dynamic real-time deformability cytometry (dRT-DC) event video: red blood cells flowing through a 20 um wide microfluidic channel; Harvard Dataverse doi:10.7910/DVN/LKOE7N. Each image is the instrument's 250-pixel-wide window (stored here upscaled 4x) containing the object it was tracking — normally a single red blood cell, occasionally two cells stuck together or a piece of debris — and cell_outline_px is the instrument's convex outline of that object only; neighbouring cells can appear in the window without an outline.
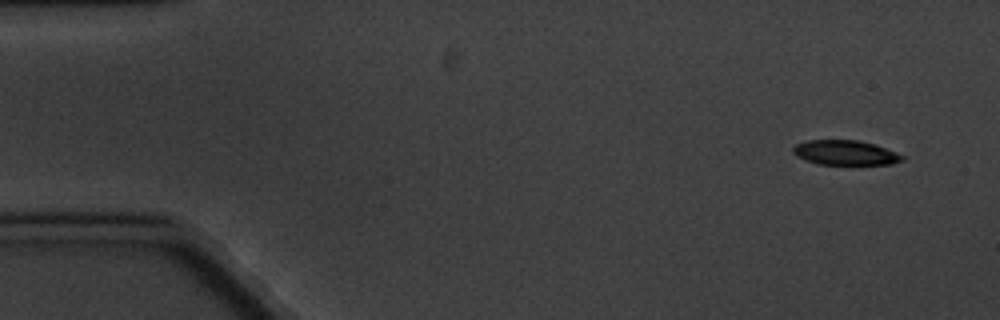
{"species": "common noctule bat (a hibernating species)", "species_latin": "Nyctalus noctula", "temperature_condition": "cold", "stored_images_in_passage": 4, "camera_frame_rate_fps": 3000, "um_per_image_px": 0.085, "animal": {"sex": "male", "body_mass_g": 20.1, "forearm_length_mm": 53.5}, "frame": {"image": 1, "passage_image": 1, "time_ms": 0.0, "image_size_px": [1000, 320], "cell_outline_px": [[904, 160], [892, 164], [820, 164], [796, 156], [792, 152], [792, 148], [796, 144], [808, 140], [860, 140], [896, 152], [904, 156]], "centroid_in_image_um": [71.84, 12.97], "position_along_channel_um": 13.2, "area_um2": 15.55}}